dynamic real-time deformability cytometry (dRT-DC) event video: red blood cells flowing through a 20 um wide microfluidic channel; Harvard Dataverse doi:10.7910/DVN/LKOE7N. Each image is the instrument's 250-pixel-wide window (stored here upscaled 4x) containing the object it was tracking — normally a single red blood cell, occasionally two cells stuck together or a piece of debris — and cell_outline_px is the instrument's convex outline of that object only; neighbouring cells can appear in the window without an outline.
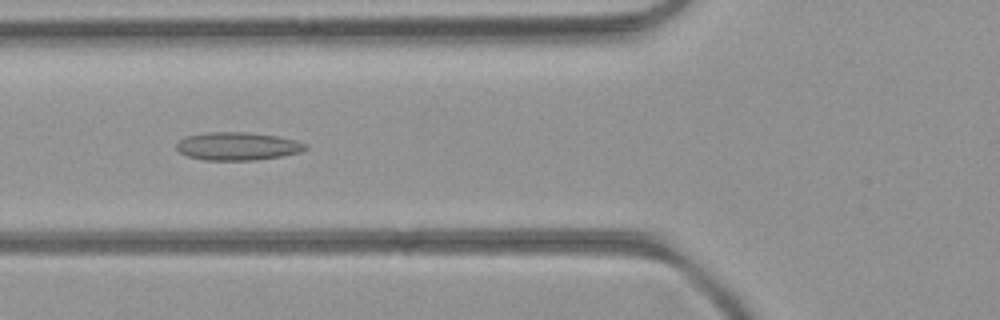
{"species": "common noctule bat (a hibernating species)", "species_latin": "Nyctalus noctula", "temperature_condition": "room temperature", "stored_images_in_passage": 9, "camera_frame_rate_fps": 3000, "um_per_image_px": 0.085, "animal": {"sex": "female", "body_mass_g": 21.9}, "frame": {"image": 1, "passage_image": 7, "time_ms": 2.0, "image_size_px": [1000, 320], "cell_outline_px": [[308, 148], [300, 152], [284, 156], [256, 160], [204, 160], [188, 156], [180, 152], [176, 148], [176, 144], [184, 136], [208, 132], [248, 132], [276, 136], [296, 140], [308, 144]], "centroid_in_image_um": [20.21, 12.43], "position_along_channel_um": 105.6, "area_um2": 21.21}}